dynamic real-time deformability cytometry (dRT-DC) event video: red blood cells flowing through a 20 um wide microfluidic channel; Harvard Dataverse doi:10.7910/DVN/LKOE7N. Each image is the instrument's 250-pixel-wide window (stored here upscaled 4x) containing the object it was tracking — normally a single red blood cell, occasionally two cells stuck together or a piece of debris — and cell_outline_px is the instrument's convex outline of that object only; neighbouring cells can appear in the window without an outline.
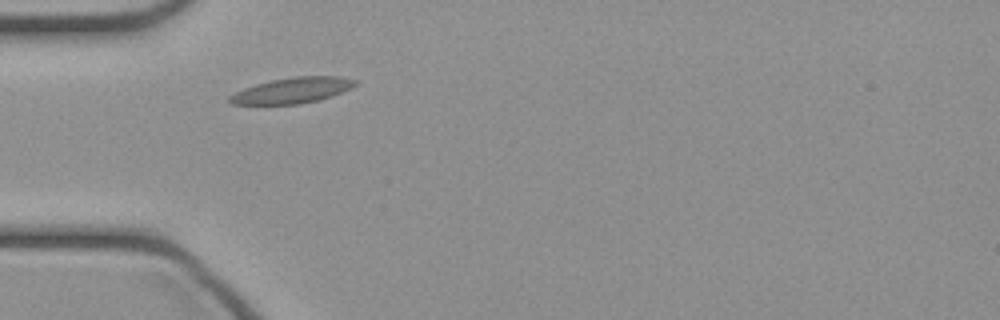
{"species": "common noctule bat (a hibernating species)", "species_latin": "Nyctalus noctula", "temperature_condition": "cold", "stored_images_in_passage": 34, "camera_frame_rate_fps": 3000, "um_per_image_px": 0.085, "animal": {"sex": "female", "body_mass_g": 21.9}, "frame": {"image": 1, "passage_image": 1, "time_ms": 0.0, "image_size_px": [1000, 320], "cell_outline_px": [[360, 80], [352, 88], [332, 96], [320, 100], [300, 104], [232, 104], [228, 100], [228, 96], [244, 88], [256, 84], [272, 80], [292, 76], [340, 76]], "centroid_in_image_um": [24.9, 7.67], "position_along_channel_um": 60.1, "area_um2": 18.96}}
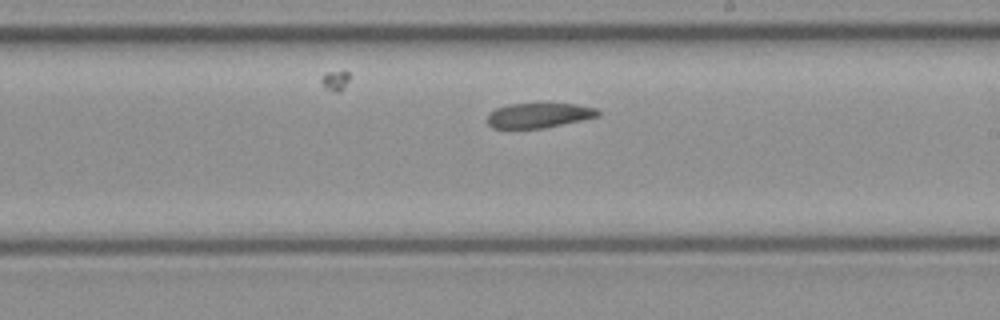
{"frame": {"image": 2, "passage_image": 14, "time_ms": 4.333, "image_size_px": [1000, 320], "cell_outline_px": [[600, 116], [544, 128], [492, 128], [488, 124], [488, 112], [496, 108], [508, 104], [576, 104], [596, 108], [600, 112]], "centroid_in_image_um": [45.79, 9.8], "position_along_channel_um": 243.2, "area_um2": 15.95}}
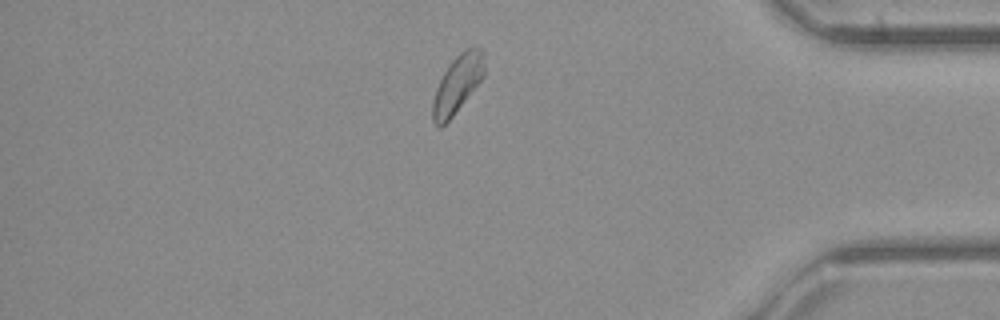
{"frame": {"image": 3, "passage_image": 27, "time_ms": 8.667, "image_size_px": [1000, 320], "cell_outline_px": [[484, 76], [452, 116], [440, 128], [436, 128], [432, 120], [432, 100], [436, 88], [448, 64], [464, 48], [484, 48]], "centroid_in_image_um": [38.86, 7.14], "position_along_channel_um": 396.3, "area_um2": 17.34}}